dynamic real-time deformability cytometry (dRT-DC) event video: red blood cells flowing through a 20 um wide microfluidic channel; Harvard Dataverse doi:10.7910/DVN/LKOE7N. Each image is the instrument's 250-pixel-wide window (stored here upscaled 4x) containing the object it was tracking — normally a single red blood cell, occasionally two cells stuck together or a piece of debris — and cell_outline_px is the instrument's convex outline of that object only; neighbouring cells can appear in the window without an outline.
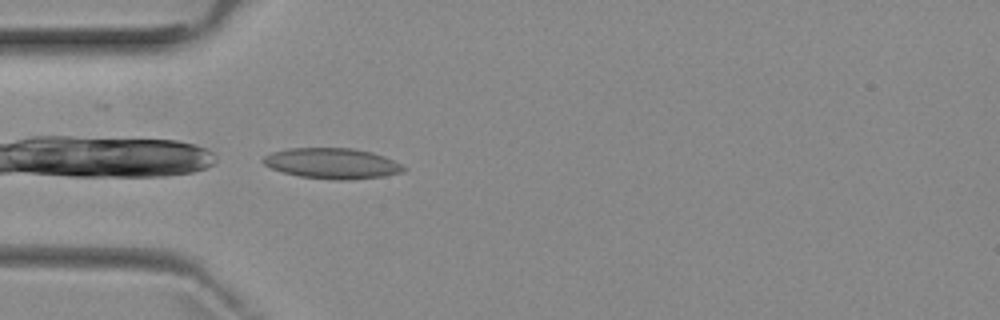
{"species": "common noctule bat (a hibernating species)", "species_latin": "Nyctalus noctula", "temperature_condition": "room temperature", "stored_images_in_passage": 4, "camera_frame_rate_fps": 3000, "um_per_image_px": 0.085, "animal": {"sex": "female", "body_mass_g": 29.2, "forearm_length_mm": 56.3}, "frame": {"image": 1, "passage_image": 4, "time_ms": 3.667, "image_size_px": [1000, 320], "cell_outline_px": [[408, 168], [400, 172], [384, 176], [348, 180], [336, 180], [300, 176], [284, 172], [272, 168], [264, 164], [260, 160], [264, 156], [272, 152], [288, 148], [352, 148], [372, 152], [384, 156]], "centroid_in_image_um": [28.22, 13.88], "position_along_channel_um": 56.8, "area_um2": 24.91}}